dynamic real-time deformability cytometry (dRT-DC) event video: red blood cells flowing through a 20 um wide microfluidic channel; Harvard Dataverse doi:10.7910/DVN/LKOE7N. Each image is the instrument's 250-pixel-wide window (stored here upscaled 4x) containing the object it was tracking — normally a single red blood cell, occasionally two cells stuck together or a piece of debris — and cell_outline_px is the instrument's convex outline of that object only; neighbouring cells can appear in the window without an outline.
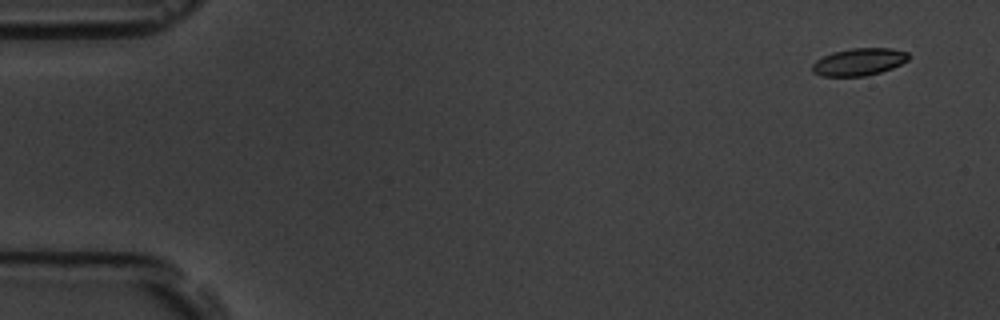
{"species": "common noctule bat (a hibernating species)", "species_latin": "Nyctalus noctula", "temperature_condition": "room temperature", "stored_images_in_passage": 5, "camera_frame_rate_fps": 3000, "um_per_image_px": 0.085, "animal": {"sex": "male", "body_mass_g": 19.5, "forearm_length_mm": 54.6}, "frame": {"image": 1, "passage_image": 1, "time_ms": 0.0, "image_size_px": [1000, 320], "cell_outline_px": [[908, 60], [892, 68], [880, 72], [864, 76], [820, 76], [812, 72], [812, 64], [816, 60], [832, 52], [852, 48], [892, 48], [908, 52]], "centroid_in_image_um": [72.99, 5.26], "position_along_channel_um": 12.0, "area_um2": 15.32}}
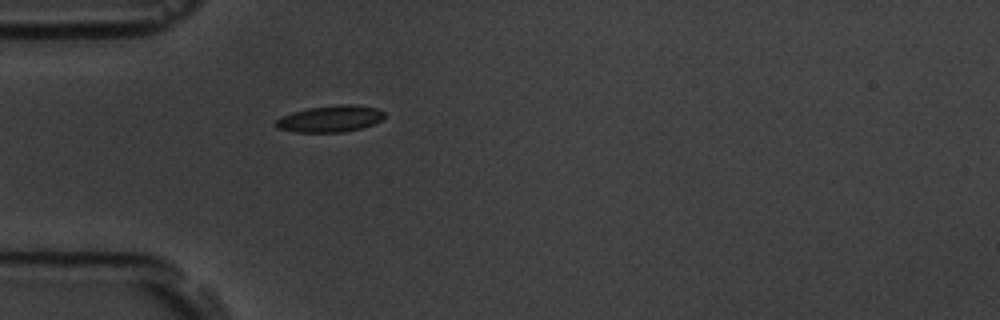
{"frame": {"image": 2, "passage_image": 5, "time_ms": 4.667, "image_size_px": [1000, 320], "cell_outline_px": [[384, 116], [380, 120], [372, 124], [360, 128], [344, 132], [296, 132], [276, 128], [272, 124], [280, 116], [292, 112], [308, 108], [340, 104], [356, 104], [376, 108], [384, 112]], "centroid_in_image_um": [28.01, 10.09], "position_along_channel_um": 57.0, "area_um2": 16.88}}